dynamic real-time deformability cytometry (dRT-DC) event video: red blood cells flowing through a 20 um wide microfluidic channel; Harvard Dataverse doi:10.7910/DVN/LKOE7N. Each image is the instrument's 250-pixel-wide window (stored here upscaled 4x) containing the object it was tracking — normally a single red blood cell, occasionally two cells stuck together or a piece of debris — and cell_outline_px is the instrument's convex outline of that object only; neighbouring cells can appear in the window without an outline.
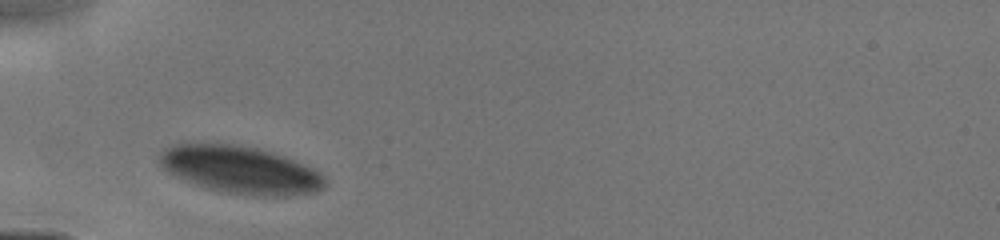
{"species": "human", "species_latin": "Homo sapiens", "temperature_condition": "cold", "stored_images_in_passage": 20, "camera_frame_rate_fps": 3000, "um_per_image_px": 0.085, "donor": {"sex": "male"}, "frame": {"image": 1, "passage_image": 1, "time_ms": 0.0, "image_size_px": [1000, 240], "cell_outline_px": [[328, 184], [324, 188], [316, 192], [288, 196], [252, 196], [228, 192], [208, 188], [184, 180], [168, 172], [160, 164], [160, 152], [164, 148], [172, 144], [184, 140], [188, 140], [236, 144], [256, 148], [272, 152], [284, 156], [304, 164], [320, 172], [324, 176]], "centroid_in_image_um": [20.4, 14.39], "position_along_channel_um": 64.6, "area_um2": 46.7}}
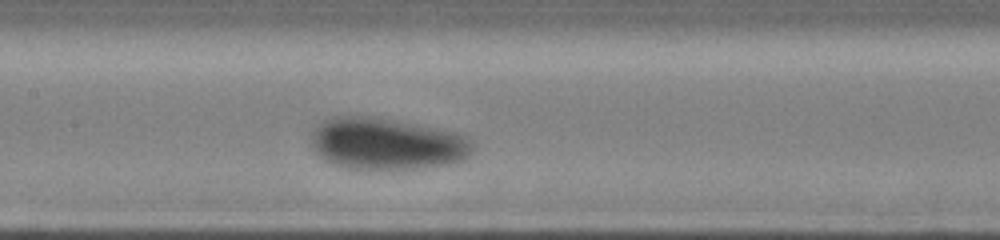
{"frame": {"image": 2, "passage_image": 8, "time_ms": 2.667, "image_size_px": [1000, 240], "cell_outline_px": [[472, 152], [464, 160], [448, 164], [416, 168], [372, 172], [368, 172], [344, 168], [332, 164], [324, 160], [316, 152], [312, 144], [312, 132], [316, 124], [332, 116], [380, 116], [460, 132], [468, 136], [472, 144]], "centroid_in_image_um": [32.87, 12.23], "position_along_channel_um": 174.5, "area_um2": 50.4}}
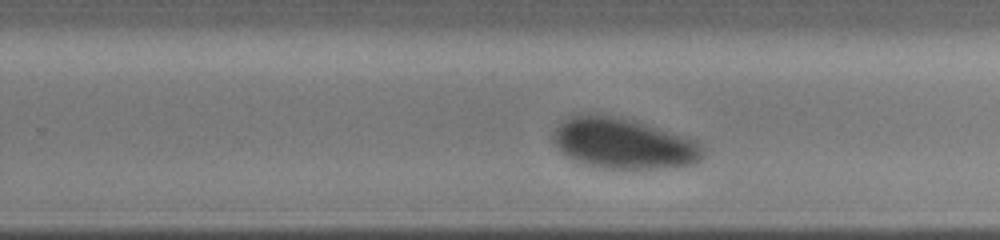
{"frame": {"image": 3, "passage_image": 19, "time_ms": 5.0, "image_size_px": [1000, 240], "cell_outline_px": [[708, 152], [696, 164], [676, 168], [596, 168], [572, 160], [552, 140], [552, 132], [556, 124], [572, 112], [596, 112], [620, 116], [696, 140], [708, 148]], "centroid_in_image_um": [52.98, 12.16], "position_along_channel_um": 276.8, "area_um2": 45.6}}